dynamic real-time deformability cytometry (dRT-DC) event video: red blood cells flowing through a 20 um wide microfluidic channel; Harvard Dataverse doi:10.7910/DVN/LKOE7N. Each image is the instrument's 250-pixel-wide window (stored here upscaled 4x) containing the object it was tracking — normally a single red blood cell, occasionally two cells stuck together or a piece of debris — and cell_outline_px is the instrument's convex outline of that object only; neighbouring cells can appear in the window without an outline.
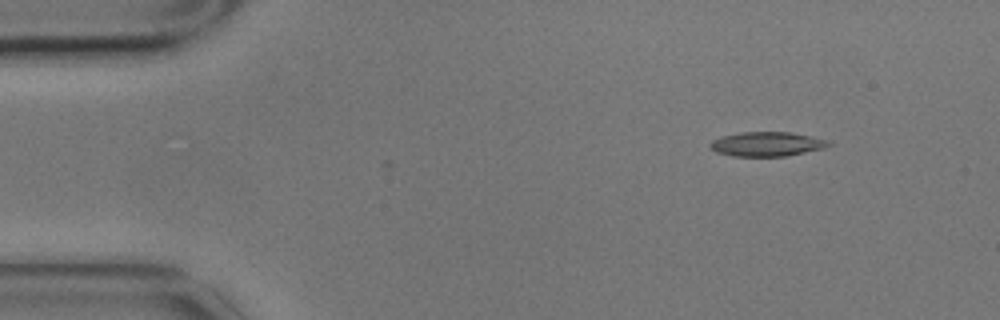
{"species": "common noctule bat (a hibernating species)", "species_latin": "Nyctalus noctula", "temperature_condition": "cold", "stored_images_in_passage": 6, "camera_frame_rate_fps": 3000, "um_per_image_px": 0.085, "animal": {"sex": "male", "body_mass_g": 17.9}, "frame": {"image": 1, "passage_image": 1, "time_ms": 0.0, "image_size_px": [1000, 320], "cell_outline_px": [[832, 144], [824, 148], [784, 156], [732, 156], [716, 152], [708, 144], [712, 140], [720, 136], [740, 132], [792, 132], [812, 136], [828, 140]], "centroid_in_image_um": [65.17, 12.23], "position_along_channel_um": 19.8, "area_um2": 16.88}}
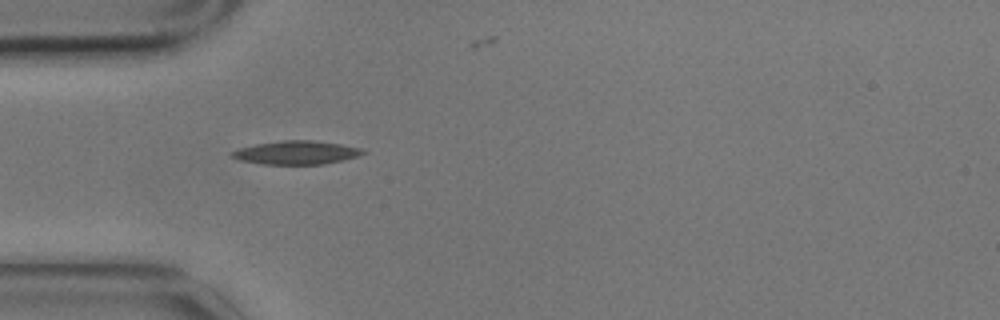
{"frame": {"image": 2, "passage_image": 4, "time_ms": 1.0, "image_size_px": [1000, 320], "cell_outline_px": [[364, 152], [356, 156], [324, 164], [260, 164], [240, 160], [232, 156], [232, 152], [240, 148], [256, 144], [280, 140], [312, 140], [340, 144], [364, 148]], "centroid_in_image_um": [25.18, 12.96], "position_along_channel_um": 59.8, "area_um2": 17.69}}